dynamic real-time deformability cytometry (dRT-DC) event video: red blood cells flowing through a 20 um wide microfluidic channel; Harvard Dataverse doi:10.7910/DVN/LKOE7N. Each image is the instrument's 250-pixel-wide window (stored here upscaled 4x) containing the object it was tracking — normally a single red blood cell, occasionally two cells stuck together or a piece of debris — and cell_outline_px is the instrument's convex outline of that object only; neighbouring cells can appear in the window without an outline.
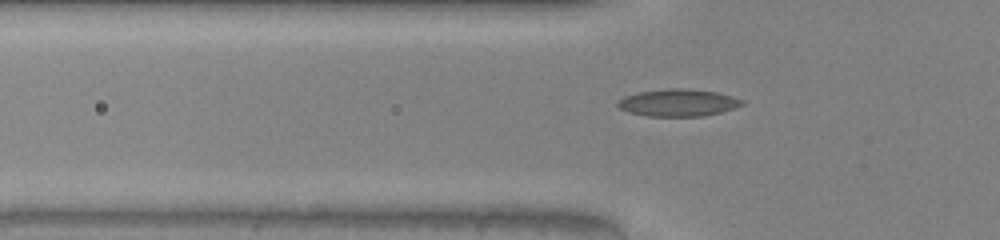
{"species": "common noctule bat (a hibernating species)", "species_latin": "Nyctalus noctula", "temperature_condition": "warm", "stored_images_in_passage": 6, "camera_frame_rate_fps": 3000, "um_per_image_px": 0.085, "animal": {"sex": "male", "body_mass_g": 20.0, "forearm_length_mm": 53.3}, "frame": {"image": 1, "passage_image": 3, "time_ms": 0.667, "image_size_px": [1000, 240], "cell_outline_px": [[744, 104], [736, 108], [704, 116], [648, 116], [628, 112], [620, 108], [616, 104], [624, 96], [640, 92], [668, 88], [688, 88], [716, 92], [732, 96], [744, 100]], "centroid_in_image_um": [57.67, 8.73], "position_along_channel_um": 68.1, "area_um2": 19.71}}